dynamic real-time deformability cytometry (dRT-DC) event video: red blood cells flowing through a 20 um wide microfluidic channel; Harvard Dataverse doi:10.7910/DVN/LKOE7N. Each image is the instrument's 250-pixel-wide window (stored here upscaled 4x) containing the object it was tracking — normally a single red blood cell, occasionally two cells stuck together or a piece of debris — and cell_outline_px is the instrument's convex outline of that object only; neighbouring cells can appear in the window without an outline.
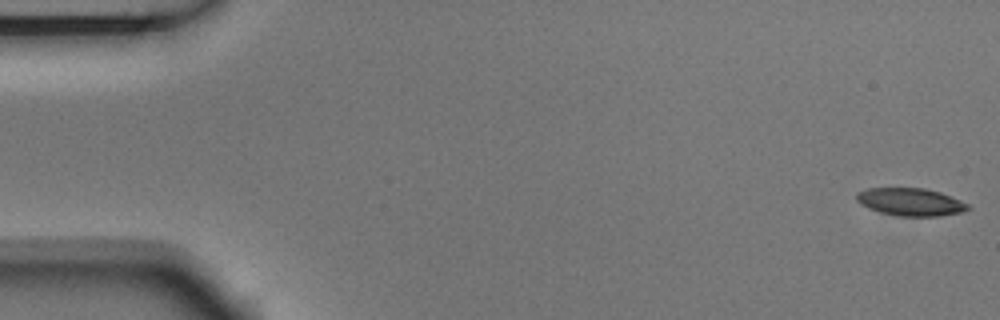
{"species": "Egyptian fruit bat (a non-hibernating species)", "species_latin": "Rousettus aegyptiacus", "temperature_condition": "room temperature", "stored_images_in_passage": 4, "camera_frame_rate_fps": 3000, "um_per_image_px": 0.085, "animal": {"sex": "male"}, "frame": {"image": 1, "passage_image": 1, "time_ms": 0.0, "image_size_px": [1000, 320], "cell_outline_px": [[972, 208], [960, 212], [940, 216], [896, 216], [880, 212], [868, 208], [860, 204], [856, 200], [856, 192], [868, 188], [924, 188], [940, 192], [960, 200], [968, 204]], "centroid_in_image_um": [77.37, 17.16], "position_along_channel_um": 7.6, "area_um2": 18.03}}
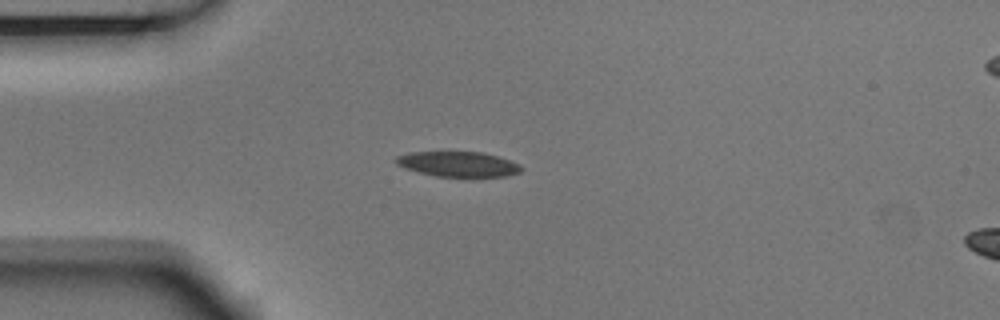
{"frame": {"image": 2, "passage_image": 4, "time_ms": 1.0, "image_size_px": [1000, 320], "cell_outline_px": [[524, 168], [520, 172], [504, 176], [436, 176], [404, 168], [396, 164], [392, 160], [396, 156], [408, 152], [480, 152], [496, 156], [520, 164]], "centroid_in_image_um": [38.89, 13.94], "position_along_channel_um": 46.1, "area_um2": 18.21}}